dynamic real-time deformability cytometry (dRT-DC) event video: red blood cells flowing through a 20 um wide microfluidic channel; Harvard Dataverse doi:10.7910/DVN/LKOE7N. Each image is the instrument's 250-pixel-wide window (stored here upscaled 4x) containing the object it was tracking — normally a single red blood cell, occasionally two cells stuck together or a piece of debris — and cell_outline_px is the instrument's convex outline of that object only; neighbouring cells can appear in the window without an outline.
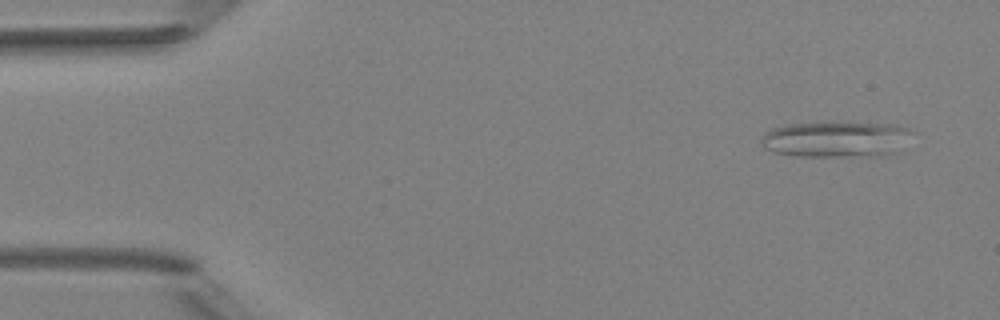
{"species": "Egyptian fruit bat (a non-hibernating species)", "species_latin": "Rousettus aegyptiacus", "temperature_condition": "room temperature", "stored_images_in_passage": 4, "camera_frame_rate_fps": 3000, "um_per_image_px": 0.085, "animal": {"sex": "female"}, "frame": {"image": 1, "passage_image": 1, "time_ms": 0.0, "image_size_px": [1000, 320], "cell_outline_px": [[916, 132], [896, 152], [888, 156], [796, 156], [772, 152], [764, 148], [760, 144], [764, 132], [772, 128], [788, 124], [896, 124], [908, 128]], "centroid_in_image_um": [71.09, 11.87], "position_along_channel_um": 13.9, "area_um2": 31.44}}